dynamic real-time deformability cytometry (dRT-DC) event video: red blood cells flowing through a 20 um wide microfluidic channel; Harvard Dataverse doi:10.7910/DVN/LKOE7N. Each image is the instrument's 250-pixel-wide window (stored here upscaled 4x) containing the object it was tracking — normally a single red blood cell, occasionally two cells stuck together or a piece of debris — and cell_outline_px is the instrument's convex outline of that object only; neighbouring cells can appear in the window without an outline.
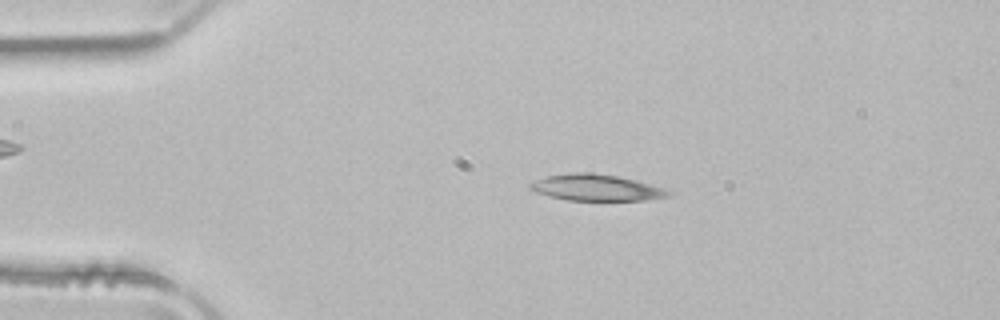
{"species": "common noctule bat (a hibernating species)", "species_latin": "Nyctalus noctula", "temperature_condition": "room temperature", "stored_images_in_passage": 49, "camera_frame_rate_fps": 3000, "um_per_image_px": 0.085, "animal": {"sex": "male", "body_mass_g": 21.5, "forearm_length_mm": 52.0}, "frame": {"image": 1, "passage_image": 9, "time_ms": 2.667, "image_size_px": [1000, 320], "cell_outline_px": [[672, 196], [644, 200], [568, 200], [548, 196], [536, 192], [528, 188], [528, 184], [544, 176], [576, 172], [592, 172], [616, 176], [664, 188], [672, 192]], "centroid_in_image_um": [50.64, 15.95], "position_along_channel_um": 34.4, "area_um2": 21.1}}
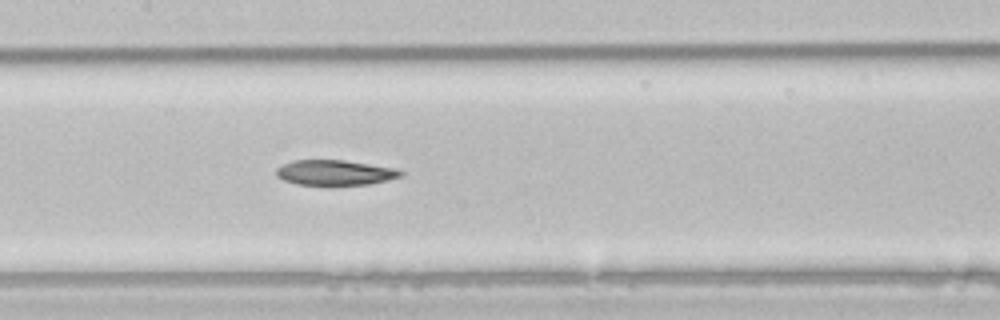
{"frame": {"image": 2, "passage_image": 23, "time_ms": 7.333, "image_size_px": [1000, 320], "cell_outline_px": [[404, 176], [388, 180], [368, 184], [296, 184], [284, 180], [276, 176], [276, 168], [284, 164], [296, 160], [344, 160], [396, 168], [404, 172]], "centroid_in_image_um": [28.5, 14.66], "position_along_channel_um": 178.9, "area_um2": 18.09}}
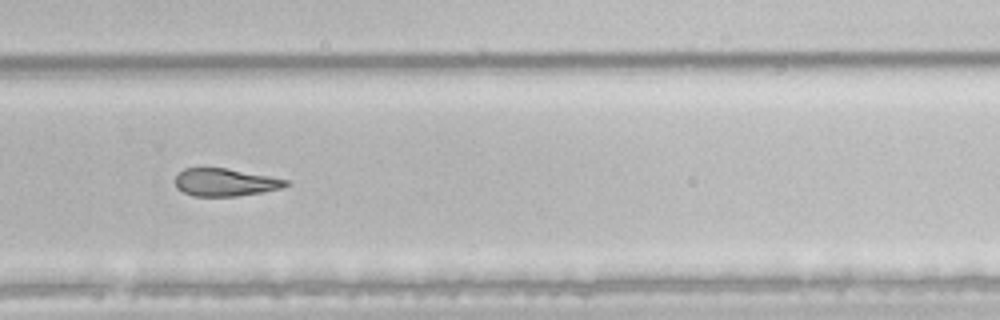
{"frame": {"image": 3, "passage_image": 33, "time_ms": 10.667, "image_size_px": [1000, 320], "cell_outline_px": [[292, 184], [284, 188], [264, 192], [236, 196], [192, 196], [176, 188], [172, 180], [184, 168], [224, 168], [268, 176], [288, 180]], "centroid_in_image_um": [19.13, 15.51], "position_along_channel_um": 310.7, "area_um2": 17.98}, "authors_computed_cell_mechanics": {"area_um2": 20.6346, "velocity_mm_per_s": 3.9718, "shape_relaxation_time_tau1_ms": null, "shape_relaxation_time_tau2_ms": 9.1813, "deformation_change_tau1": null, "deformation_change_tau2": 0.219}}